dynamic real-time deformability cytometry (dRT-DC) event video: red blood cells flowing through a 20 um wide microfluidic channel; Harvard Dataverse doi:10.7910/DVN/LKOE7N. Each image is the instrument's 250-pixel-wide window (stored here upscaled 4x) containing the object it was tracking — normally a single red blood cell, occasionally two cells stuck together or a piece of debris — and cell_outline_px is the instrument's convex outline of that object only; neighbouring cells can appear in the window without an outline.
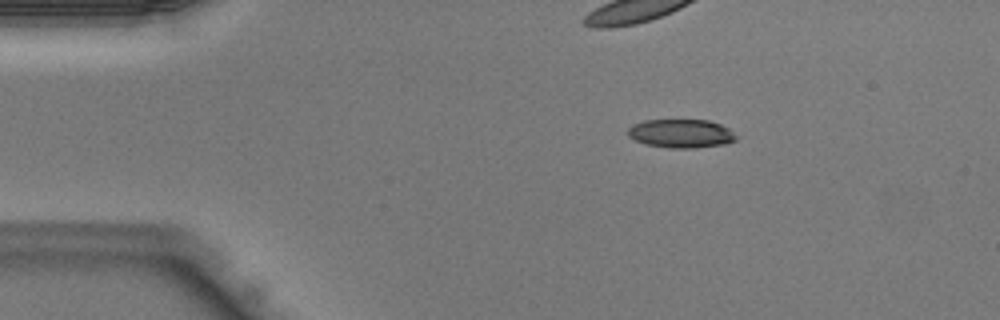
{"species": "Egyptian fruit bat (a non-hibernating species)", "species_latin": "Rousettus aegyptiacus", "temperature_condition": "warm", "stored_images_in_passage": 42, "camera_frame_rate_fps": 3000, "um_per_image_px": 0.085, "animal": {"sex": "male"}, "frame": {"image": 1, "passage_image": 7, "time_ms": 2.0, "image_size_px": [1000, 320], "cell_outline_px": [[736, 140], [724, 144], [696, 148], [672, 148], [644, 144], [628, 136], [628, 128], [632, 124], [644, 120], [708, 120], [720, 124], [728, 128], [736, 136]], "centroid_in_image_um": [57.87, 11.35], "position_along_channel_um": 27.1, "area_um2": 18.03}}